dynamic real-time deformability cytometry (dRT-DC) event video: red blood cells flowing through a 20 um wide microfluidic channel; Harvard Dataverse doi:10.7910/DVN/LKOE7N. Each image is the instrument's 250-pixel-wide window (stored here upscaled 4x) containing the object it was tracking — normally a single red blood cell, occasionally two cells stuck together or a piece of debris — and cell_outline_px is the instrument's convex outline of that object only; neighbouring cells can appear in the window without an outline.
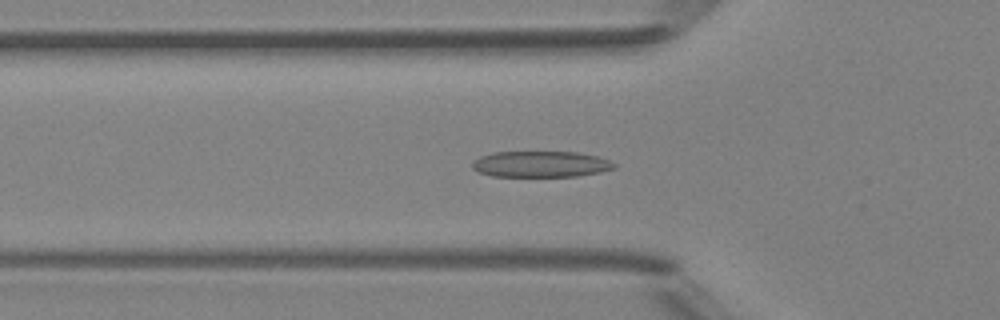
{"species": "Egyptian fruit bat (a non-hibernating species)", "species_latin": "Rousettus aegyptiacus", "temperature_condition": "room temperature", "stored_images_in_passage": 48, "camera_frame_rate_fps": 3000, "um_per_image_px": 0.085, "animal": {"sex": "female"}, "frame": {"image": 1, "passage_image": 16, "time_ms": 5.0, "image_size_px": [1000, 320], "cell_outline_px": [[616, 168], [600, 172], [576, 176], [492, 176], [480, 172], [472, 168], [472, 160], [480, 156], [492, 152], [576, 152], [596, 156], [608, 160], [616, 164]], "centroid_in_image_um": [45.94, 13.95], "position_along_channel_um": 79.9, "area_um2": 21.5}}
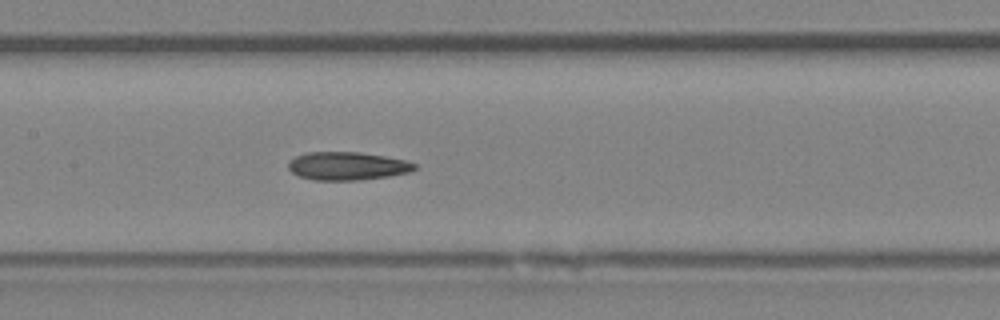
{"frame": {"image": 2, "passage_image": 23, "time_ms": 7.333, "image_size_px": [1000, 320], "cell_outline_px": [[416, 168], [408, 172], [388, 176], [360, 180], [316, 180], [300, 176], [292, 172], [288, 168], [288, 164], [296, 156], [304, 152], [360, 152], [384, 156], [404, 160], [416, 164]], "centroid_in_image_um": [29.5, 14.1], "position_along_channel_um": 177.9, "area_um2": 20.52}}
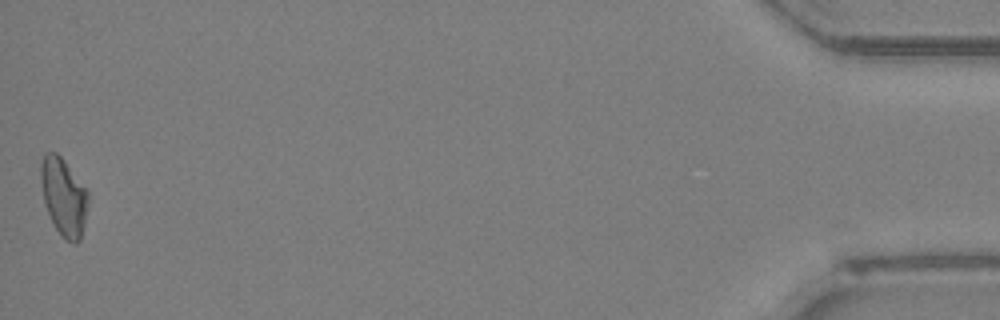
{"frame": {"image": 3, "passage_image": 48, "time_ms": 15.667, "image_size_px": [1000, 320], "cell_outline_px": [[88, 204], [80, 240], [76, 244], [72, 244], [64, 240], [60, 236], [44, 204], [40, 180], [40, 164], [44, 152], [56, 152], [64, 160], [88, 192]], "centroid_in_image_um": [5.39, 16.74], "position_along_channel_um": 429.8, "area_um2": 21.44}, "authors_computed_cell_mechanics": {"area_um2": 21.1548, "velocity_mm_per_s": 4.21, "shape_relaxation_time_tau1_ms": 6.129, "shape_relaxation_time_tau2_ms": 2.9462, "deformation_change_tau1": 0.1667, "deformation_change_tau2": 0.1115}}